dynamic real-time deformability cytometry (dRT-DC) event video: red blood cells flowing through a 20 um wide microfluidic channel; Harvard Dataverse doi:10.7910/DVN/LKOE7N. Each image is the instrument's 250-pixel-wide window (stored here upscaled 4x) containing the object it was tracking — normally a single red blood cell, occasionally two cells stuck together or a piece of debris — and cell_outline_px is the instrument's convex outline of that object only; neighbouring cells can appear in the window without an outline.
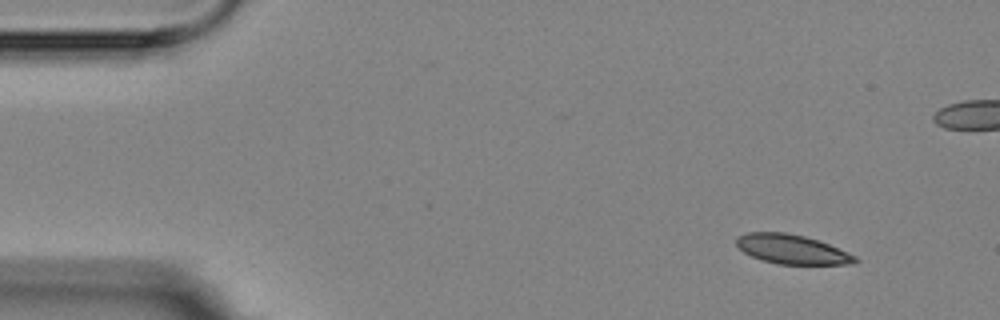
{"species": "Egyptian fruit bat (a non-hibernating species)", "species_latin": "Rousettus aegyptiacus", "temperature_condition": "room temperature", "stored_images_in_passage": 2, "camera_frame_rate_fps": 3000, "um_per_image_px": 0.085, "animal": {"sex": "female"}, "frame": {"image": 1, "passage_image": 1, "time_ms": 0.0, "image_size_px": [1000, 320], "cell_outline_px": [[860, 260], [856, 264], [776, 264], [752, 256], [744, 252], [736, 244], [736, 236], [748, 232], [784, 232], [804, 236], [828, 244], [856, 256]], "centroid_in_image_um": [67.31, 21.19], "position_along_channel_um": 17.7, "area_um2": 20.17}}